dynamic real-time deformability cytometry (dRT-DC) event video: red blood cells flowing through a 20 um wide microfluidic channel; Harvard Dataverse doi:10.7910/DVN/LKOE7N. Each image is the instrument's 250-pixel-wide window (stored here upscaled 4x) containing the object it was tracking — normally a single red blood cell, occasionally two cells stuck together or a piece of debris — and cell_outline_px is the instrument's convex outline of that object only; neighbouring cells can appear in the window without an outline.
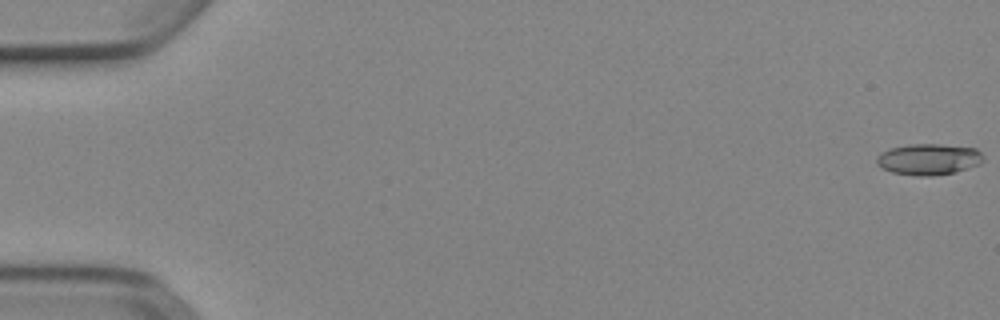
{"species": "Egyptian fruit bat (a non-hibernating species)", "species_latin": "Rousettus aegyptiacus", "temperature_condition": "cold", "stored_images_in_passage": 53, "camera_frame_rate_fps": 3000, "um_per_image_px": 0.085, "animal": {"sex": "female"}, "frame": {"image": 1, "passage_image": 1, "time_ms": 0.0, "image_size_px": [1000, 320], "cell_outline_px": [[984, 160], [980, 164], [956, 172], [932, 176], [916, 176], [892, 172], [876, 164], [876, 156], [880, 152], [888, 148], [908, 144], [940, 144], [976, 148], [984, 156]], "centroid_in_image_um": [78.93, 13.53], "position_along_channel_um": 6.1, "area_um2": 19.65}}
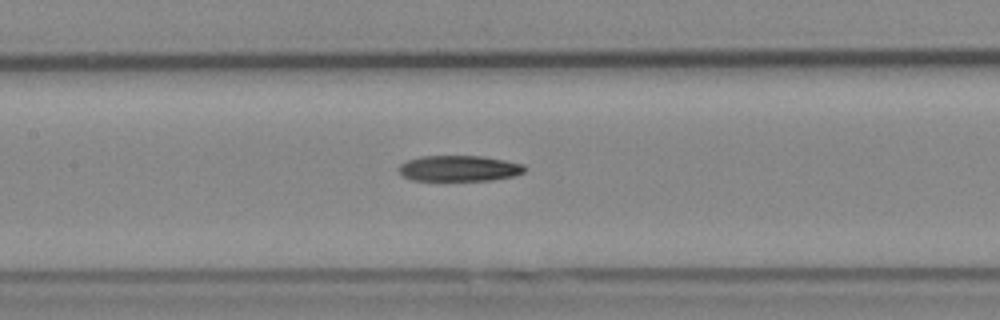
{"frame": {"image": 2, "passage_image": 26, "time_ms": 8.333, "image_size_px": [1000, 320], "cell_outline_px": [[524, 172], [516, 176], [492, 180], [412, 180], [404, 176], [396, 168], [400, 164], [408, 160], [420, 156], [480, 156], [504, 160], [524, 164]], "centroid_in_image_um": [39.02, 14.31], "position_along_channel_um": 168.4, "area_um2": 18.9}}
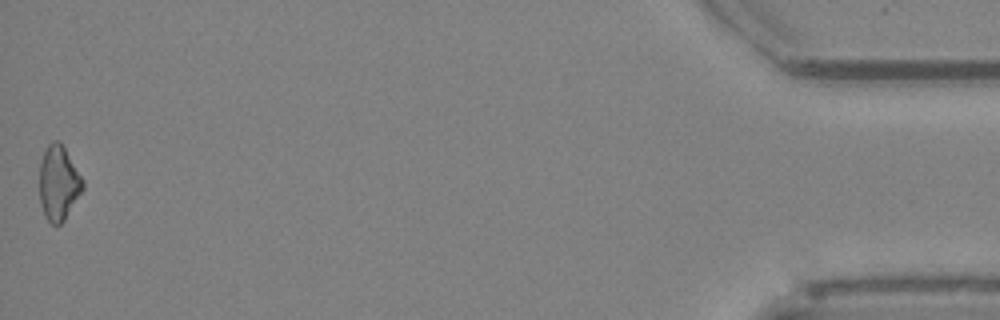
{"frame": {"image": 3, "passage_image": 53, "time_ms": 17.333, "image_size_px": [1000, 320], "cell_outline_px": [[84, 188], [64, 220], [60, 224], [52, 224], [44, 216], [40, 204], [40, 160], [48, 144], [52, 140], [60, 140], [84, 180]], "centroid_in_image_um": [4.98, 15.53], "position_along_channel_um": 430.2, "area_um2": 18.9}}